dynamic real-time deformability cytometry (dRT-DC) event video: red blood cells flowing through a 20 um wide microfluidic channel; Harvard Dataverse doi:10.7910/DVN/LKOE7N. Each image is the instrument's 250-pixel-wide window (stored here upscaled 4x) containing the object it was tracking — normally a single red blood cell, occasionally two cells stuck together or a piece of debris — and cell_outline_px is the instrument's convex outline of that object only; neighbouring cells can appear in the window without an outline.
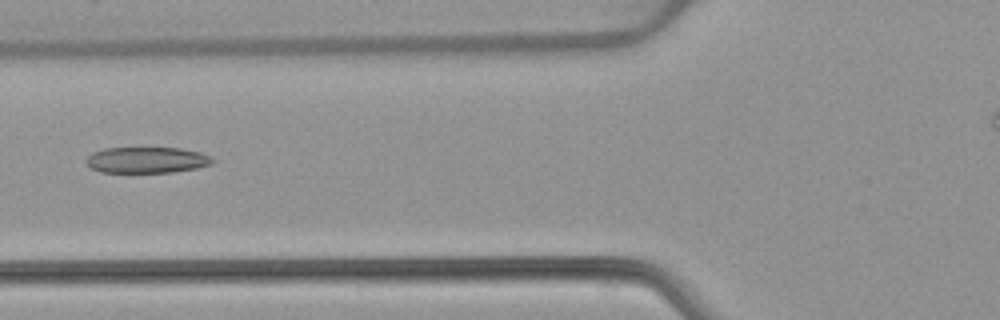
{"species": "common noctule bat (a hibernating species)", "species_latin": "Nyctalus noctula", "temperature_condition": "warm", "stored_images_in_passage": 6, "camera_frame_rate_fps": 3000, "um_per_image_px": 0.085, "animal": {"sex": "female", "body_mass_g": 22.7, "forearm_length_mm": 54.2}, "frame": {"image": 1, "passage_image": 6, "time_ms": 1.667, "image_size_px": [1000, 320], "cell_outline_px": [[216, 160], [212, 164], [196, 168], [172, 172], [100, 172], [92, 168], [84, 160], [92, 152], [104, 148], [180, 148], [200, 152], [212, 156]], "centroid_in_image_um": [12.5, 13.59], "position_along_channel_um": 113.3, "area_um2": 19.25}}